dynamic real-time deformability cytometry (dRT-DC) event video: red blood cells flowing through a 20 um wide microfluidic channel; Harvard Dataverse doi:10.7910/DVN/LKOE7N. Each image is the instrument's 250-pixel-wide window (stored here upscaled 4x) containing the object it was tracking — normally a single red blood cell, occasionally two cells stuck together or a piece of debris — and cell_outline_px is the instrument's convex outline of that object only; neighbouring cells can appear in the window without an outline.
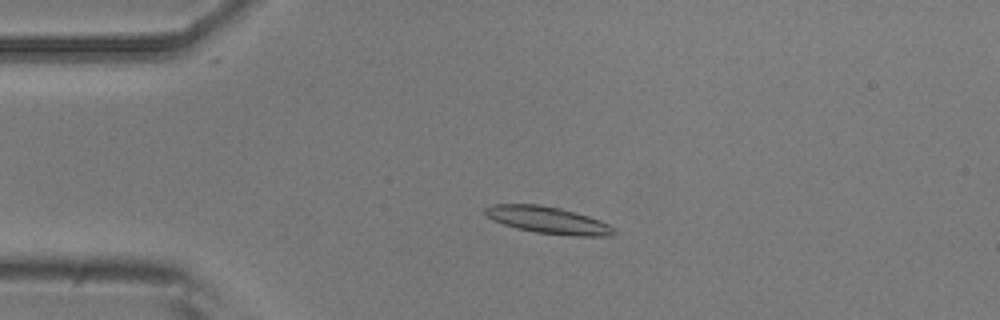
{"species": "common noctule bat (a hibernating species)", "species_latin": "Nyctalus noctula", "temperature_condition": "room temperature", "stored_images_in_passage": 54, "camera_frame_rate_fps": 3000, "um_per_image_px": 0.085, "animal": {"sex": "male", "body_mass_g": 20.5, "forearm_length_mm": 52.5}, "frame": {"image": 1, "passage_image": 12, "time_ms": 3.667, "image_size_px": [1000, 320], "cell_outline_px": [[616, 232], [612, 236], [572, 236], [536, 232], [516, 228], [492, 220], [484, 212], [484, 208], [492, 204], [540, 204], [560, 208], [588, 216], [600, 220], [616, 228]], "centroid_in_image_um": [46.6, 18.71], "position_along_channel_um": 38.4, "area_um2": 20.29}}
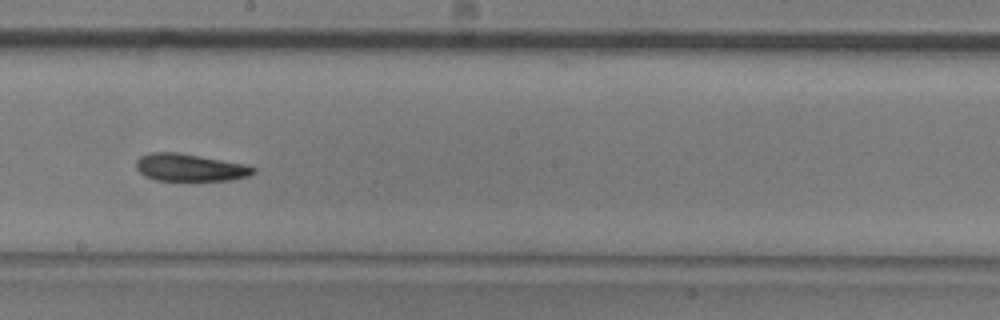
{"frame": {"image": 2, "passage_image": 30, "time_ms": 9.667, "image_size_px": [1000, 320], "cell_outline_px": [[256, 172], [248, 176], [232, 180], [156, 180], [144, 176], [136, 168], [136, 160], [140, 156], [148, 152], [176, 152], [248, 164], [256, 168]], "centroid_in_image_um": [16.15, 14.23], "position_along_channel_um": 232.0, "area_um2": 18.84}}
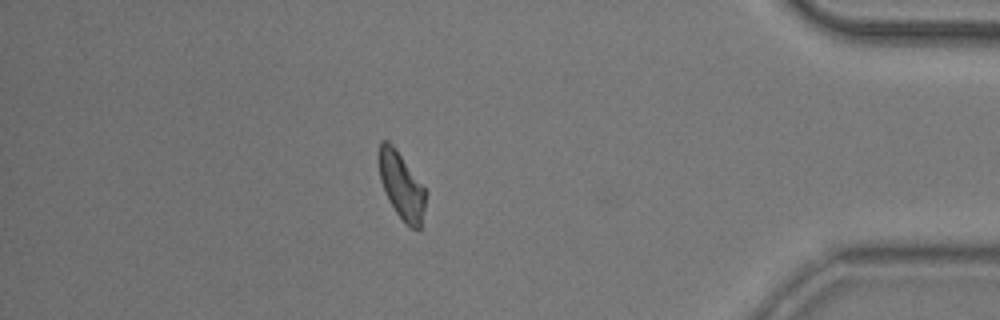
{"frame": {"image": 3, "passage_image": 47, "time_ms": 15.333, "image_size_px": [1000, 320], "cell_outline_px": [[428, 192], [424, 212], [420, 228], [412, 228], [396, 212], [388, 200], [380, 180], [376, 160], [376, 156], [380, 140], [388, 140], [396, 148]], "centroid_in_image_um": [34.09, 15.7], "position_along_channel_um": 401.1, "area_um2": 18.61}, "authors_computed_cell_mechanics": {"area_um2": 19.4208, "velocity_mm_per_s": 3.7048, "shape_relaxation_time_tau1_ms": 6.0936, "shape_relaxation_time_tau2_ms": 4.0152, "deformation_change_tau1": 0.1463, "deformation_change_tau2": 0.1161}}